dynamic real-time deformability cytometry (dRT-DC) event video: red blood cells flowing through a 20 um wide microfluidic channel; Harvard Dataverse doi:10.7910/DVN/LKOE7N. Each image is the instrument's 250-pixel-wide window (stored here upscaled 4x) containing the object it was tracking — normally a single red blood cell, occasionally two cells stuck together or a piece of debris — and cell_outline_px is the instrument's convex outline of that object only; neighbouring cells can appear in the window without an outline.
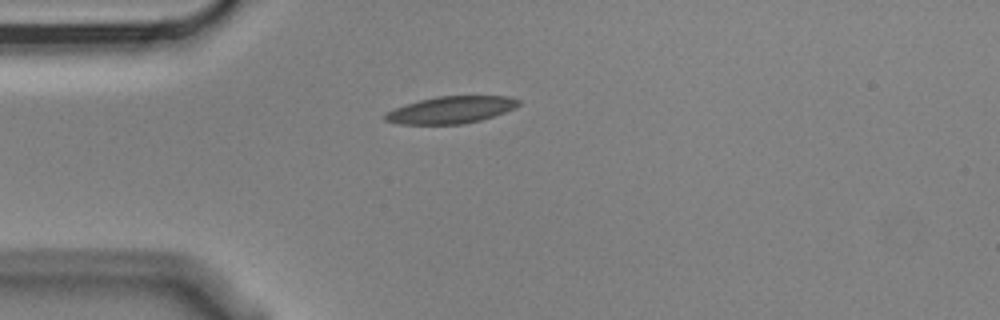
{"species": "Egyptian fruit bat (a non-hibernating species)", "species_latin": "Rousettus aegyptiacus", "temperature_condition": "cold", "stored_images_in_passage": 4, "camera_frame_rate_fps": 3000, "um_per_image_px": 0.085, "animal": {"sex": "male"}, "frame": {"image": 1, "passage_image": 4, "time_ms": 1.0, "image_size_px": [1000, 320], "cell_outline_px": [[520, 104], [516, 108], [480, 120], [460, 124], [400, 124], [384, 120], [384, 116], [388, 112], [396, 108], [420, 100], [436, 96], [512, 96], [520, 100]], "centroid_in_image_um": [38.38, 9.33], "position_along_channel_um": 46.6, "area_um2": 20.81}}